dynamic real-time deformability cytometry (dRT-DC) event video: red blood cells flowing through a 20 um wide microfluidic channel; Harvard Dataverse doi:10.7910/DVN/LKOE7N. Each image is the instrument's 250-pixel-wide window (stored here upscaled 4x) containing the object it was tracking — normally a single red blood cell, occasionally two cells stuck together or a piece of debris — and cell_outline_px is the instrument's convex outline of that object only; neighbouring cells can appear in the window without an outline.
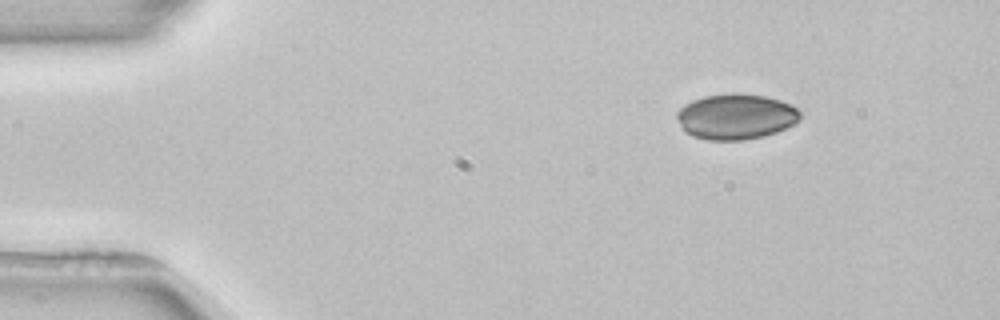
{"species": "common noctule bat (a hibernating species)", "species_latin": "Nyctalus noctula", "temperature_condition": "room temperature", "stored_images_in_passage": 3, "camera_frame_rate_fps": 3000, "um_per_image_px": 0.085, "animal": {"sex": "female", "body_mass_g": 22.7, "forearm_length_mm": 54.2}, "frame": {"image": 1, "passage_image": 1, "time_ms": 0.0, "image_size_px": [1000, 320], "cell_outline_px": [[800, 120], [776, 132], [764, 136], [744, 140], [708, 140], [692, 136], [684, 132], [676, 116], [676, 112], [684, 104], [692, 100], [704, 96], [764, 96], [780, 100], [792, 104], [800, 112]], "centroid_in_image_um": [62.53, 9.96], "position_along_channel_um": 22.5, "area_um2": 32.02}}
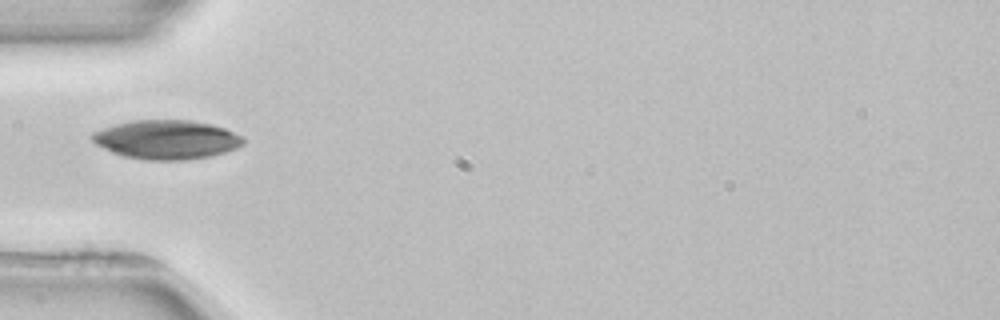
{"frame": {"image": 2, "passage_image": 3, "time_ms": 3.333, "image_size_px": [1000, 320], "cell_outline_px": [[244, 144], [236, 148], [212, 156], [184, 160], [144, 160], [124, 156], [112, 152], [96, 144], [92, 140], [92, 136], [96, 132], [104, 128], [116, 124], [132, 120], [192, 120], [212, 124], [224, 128], [244, 136]], "centroid_in_image_um": [14.21, 11.87], "position_along_channel_um": 70.8, "area_um2": 34.33}}